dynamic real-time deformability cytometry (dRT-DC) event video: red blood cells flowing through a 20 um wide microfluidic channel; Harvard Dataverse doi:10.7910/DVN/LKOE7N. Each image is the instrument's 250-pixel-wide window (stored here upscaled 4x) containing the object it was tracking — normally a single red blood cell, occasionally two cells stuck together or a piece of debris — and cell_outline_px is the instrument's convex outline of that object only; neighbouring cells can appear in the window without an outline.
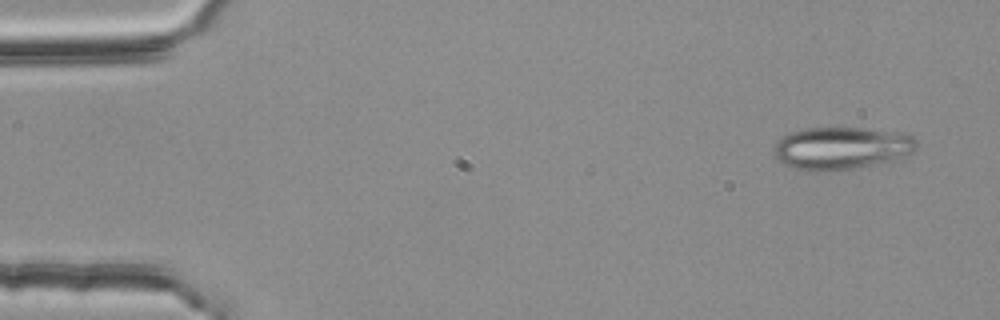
{"species": "common noctule bat (a hibernating species)", "species_latin": "Nyctalus noctula", "temperature_condition": "room temperature", "stored_images_in_passage": 3, "camera_frame_rate_fps": 3000, "um_per_image_px": 0.085, "animal": {"sex": "female", "body_mass_g": 25.1}, "frame": {"image": 1, "passage_image": 1, "time_ms": 0.0, "image_size_px": [1000, 320], "cell_outline_px": [[916, 148], [912, 152], [892, 160], [852, 168], [828, 172], [812, 172], [792, 168], [784, 164], [776, 156], [772, 148], [784, 136], [792, 132], [804, 128], [864, 128], [904, 132], [912, 136], [916, 140]], "centroid_in_image_um": [71.51, 12.59], "position_along_channel_um": 13.5, "area_um2": 35.32}}